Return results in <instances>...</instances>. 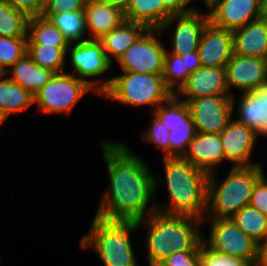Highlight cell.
<instances>
[{
	"label": "cell",
	"mask_w": 267,
	"mask_h": 266,
	"mask_svg": "<svg viewBox=\"0 0 267 266\" xmlns=\"http://www.w3.org/2000/svg\"><path fill=\"white\" fill-rule=\"evenodd\" d=\"M100 145L110 186L95 216L111 221L138 222L156 212L155 207L148 209V205L161 180L126 143L103 140Z\"/></svg>",
	"instance_id": "6da1fadb"
},
{
	"label": "cell",
	"mask_w": 267,
	"mask_h": 266,
	"mask_svg": "<svg viewBox=\"0 0 267 266\" xmlns=\"http://www.w3.org/2000/svg\"><path fill=\"white\" fill-rule=\"evenodd\" d=\"M169 204H155L157 212L167 215L191 216L204 220L207 209L209 174L183 157H163Z\"/></svg>",
	"instance_id": "7a4b0ae2"
},
{
	"label": "cell",
	"mask_w": 267,
	"mask_h": 266,
	"mask_svg": "<svg viewBox=\"0 0 267 266\" xmlns=\"http://www.w3.org/2000/svg\"><path fill=\"white\" fill-rule=\"evenodd\" d=\"M146 219V220H145ZM203 220L191 216L154 212L137 222L147 229L148 266H159L174 251H200L205 237L199 230Z\"/></svg>",
	"instance_id": "3957f363"
},
{
	"label": "cell",
	"mask_w": 267,
	"mask_h": 266,
	"mask_svg": "<svg viewBox=\"0 0 267 266\" xmlns=\"http://www.w3.org/2000/svg\"><path fill=\"white\" fill-rule=\"evenodd\" d=\"M264 174L260 164L232 167L219 185L216 172L209 174L205 218H232L250 204L253 189Z\"/></svg>",
	"instance_id": "277c9868"
},
{
	"label": "cell",
	"mask_w": 267,
	"mask_h": 266,
	"mask_svg": "<svg viewBox=\"0 0 267 266\" xmlns=\"http://www.w3.org/2000/svg\"><path fill=\"white\" fill-rule=\"evenodd\" d=\"M137 229V222L111 221L95 216L80 247H91L104 266H139L130 240L131 232Z\"/></svg>",
	"instance_id": "5b68a950"
},
{
	"label": "cell",
	"mask_w": 267,
	"mask_h": 266,
	"mask_svg": "<svg viewBox=\"0 0 267 266\" xmlns=\"http://www.w3.org/2000/svg\"><path fill=\"white\" fill-rule=\"evenodd\" d=\"M99 95L134 107L149 105L155 110L173 93L166 87L161 74L123 71L122 75L99 83Z\"/></svg>",
	"instance_id": "8992f818"
},
{
	"label": "cell",
	"mask_w": 267,
	"mask_h": 266,
	"mask_svg": "<svg viewBox=\"0 0 267 266\" xmlns=\"http://www.w3.org/2000/svg\"><path fill=\"white\" fill-rule=\"evenodd\" d=\"M90 90L96 93L90 85L72 73H55L35 94L34 104L45 114H69Z\"/></svg>",
	"instance_id": "52a82bcc"
},
{
	"label": "cell",
	"mask_w": 267,
	"mask_h": 266,
	"mask_svg": "<svg viewBox=\"0 0 267 266\" xmlns=\"http://www.w3.org/2000/svg\"><path fill=\"white\" fill-rule=\"evenodd\" d=\"M155 34L160 37L159 29H147L117 59L123 71L145 74L162 73L166 48Z\"/></svg>",
	"instance_id": "ba28073f"
},
{
	"label": "cell",
	"mask_w": 267,
	"mask_h": 266,
	"mask_svg": "<svg viewBox=\"0 0 267 266\" xmlns=\"http://www.w3.org/2000/svg\"><path fill=\"white\" fill-rule=\"evenodd\" d=\"M211 221V231L203 241L213 250L227 255L244 258L254 264L257 257V245L251 237L245 234L232 218H204Z\"/></svg>",
	"instance_id": "9c48e42d"
},
{
	"label": "cell",
	"mask_w": 267,
	"mask_h": 266,
	"mask_svg": "<svg viewBox=\"0 0 267 266\" xmlns=\"http://www.w3.org/2000/svg\"><path fill=\"white\" fill-rule=\"evenodd\" d=\"M233 95L206 96L187 103L197 132L220 133L232 120Z\"/></svg>",
	"instance_id": "30bf717a"
},
{
	"label": "cell",
	"mask_w": 267,
	"mask_h": 266,
	"mask_svg": "<svg viewBox=\"0 0 267 266\" xmlns=\"http://www.w3.org/2000/svg\"><path fill=\"white\" fill-rule=\"evenodd\" d=\"M74 70L70 73L84 80L90 85L96 94H99V80L89 78L101 76L112 66L104 53L100 40L89 39L80 43L69 44L67 53ZM98 82V83H97Z\"/></svg>",
	"instance_id": "8fae6325"
},
{
	"label": "cell",
	"mask_w": 267,
	"mask_h": 266,
	"mask_svg": "<svg viewBox=\"0 0 267 266\" xmlns=\"http://www.w3.org/2000/svg\"><path fill=\"white\" fill-rule=\"evenodd\" d=\"M175 24L174 34L171 37L172 51L170 53L185 54L187 52L197 51L203 29L209 22L208 13L201 14L199 10L184 13L172 14L159 28L160 32L170 28Z\"/></svg>",
	"instance_id": "7c38bea8"
},
{
	"label": "cell",
	"mask_w": 267,
	"mask_h": 266,
	"mask_svg": "<svg viewBox=\"0 0 267 266\" xmlns=\"http://www.w3.org/2000/svg\"><path fill=\"white\" fill-rule=\"evenodd\" d=\"M262 0H215L208 8L209 21L234 31L261 18Z\"/></svg>",
	"instance_id": "4fadbf2b"
},
{
	"label": "cell",
	"mask_w": 267,
	"mask_h": 266,
	"mask_svg": "<svg viewBox=\"0 0 267 266\" xmlns=\"http://www.w3.org/2000/svg\"><path fill=\"white\" fill-rule=\"evenodd\" d=\"M226 84L230 89L249 92L267 80V59L233 54L226 64Z\"/></svg>",
	"instance_id": "5bb4252c"
},
{
	"label": "cell",
	"mask_w": 267,
	"mask_h": 266,
	"mask_svg": "<svg viewBox=\"0 0 267 266\" xmlns=\"http://www.w3.org/2000/svg\"><path fill=\"white\" fill-rule=\"evenodd\" d=\"M220 136L226 160L232 163V167H250L259 164L250 161L257 140V133L253 129L232 118L220 132Z\"/></svg>",
	"instance_id": "9a60e30c"
},
{
	"label": "cell",
	"mask_w": 267,
	"mask_h": 266,
	"mask_svg": "<svg viewBox=\"0 0 267 266\" xmlns=\"http://www.w3.org/2000/svg\"><path fill=\"white\" fill-rule=\"evenodd\" d=\"M197 51L203 67H226L234 54L232 31L209 21L203 29Z\"/></svg>",
	"instance_id": "2e32d148"
},
{
	"label": "cell",
	"mask_w": 267,
	"mask_h": 266,
	"mask_svg": "<svg viewBox=\"0 0 267 266\" xmlns=\"http://www.w3.org/2000/svg\"><path fill=\"white\" fill-rule=\"evenodd\" d=\"M191 100L206 96L232 95L226 84L225 67L201 66L189 75L188 80L175 94Z\"/></svg>",
	"instance_id": "e0dca14e"
},
{
	"label": "cell",
	"mask_w": 267,
	"mask_h": 266,
	"mask_svg": "<svg viewBox=\"0 0 267 266\" xmlns=\"http://www.w3.org/2000/svg\"><path fill=\"white\" fill-rule=\"evenodd\" d=\"M183 158L208 174L216 172L219 164L227 161L220 133L197 132Z\"/></svg>",
	"instance_id": "ac0fdd59"
},
{
	"label": "cell",
	"mask_w": 267,
	"mask_h": 266,
	"mask_svg": "<svg viewBox=\"0 0 267 266\" xmlns=\"http://www.w3.org/2000/svg\"><path fill=\"white\" fill-rule=\"evenodd\" d=\"M241 94L236 121L253 129L257 136L267 137V80L255 90Z\"/></svg>",
	"instance_id": "d6986e66"
},
{
	"label": "cell",
	"mask_w": 267,
	"mask_h": 266,
	"mask_svg": "<svg viewBox=\"0 0 267 266\" xmlns=\"http://www.w3.org/2000/svg\"><path fill=\"white\" fill-rule=\"evenodd\" d=\"M234 54L267 59V21L258 19L232 31Z\"/></svg>",
	"instance_id": "ffe728a7"
},
{
	"label": "cell",
	"mask_w": 267,
	"mask_h": 266,
	"mask_svg": "<svg viewBox=\"0 0 267 266\" xmlns=\"http://www.w3.org/2000/svg\"><path fill=\"white\" fill-rule=\"evenodd\" d=\"M84 14L89 39L99 40L125 21L122 10L99 0H88Z\"/></svg>",
	"instance_id": "44dd1931"
},
{
	"label": "cell",
	"mask_w": 267,
	"mask_h": 266,
	"mask_svg": "<svg viewBox=\"0 0 267 266\" xmlns=\"http://www.w3.org/2000/svg\"><path fill=\"white\" fill-rule=\"evenodd\" d=\"M12 69V70H11ZM5 75L33 96L54 76L55 72L36 64L27 53L9 68Z\"/></svg>",
	"instance_id": "7402d4cb"
},
{
	"label": "cell",
	"mask_w": 267,
	"mask_h": 266,
	"mask_svg": "<svg viewBox=\"0 0 267 266\" xmlns=\"http://www.w3.org/2000/svg\"><path fill=\"white\" fill-rule=\"evenodd\" d=\"M147 28L135 22L124 21L120 26L112 29L100 40L103 45L104 53L112 63L129 48Z\"/></svg>",
	"instance_id": "603a6c76"
},
{
	"label": "cell",
	"mask_w": 267,
	"mask_h": 266,
	"mask_svg": "<svg viewBox=\"0 0 267 266\" xmlns=\"http://www.w3.org/2000/svg\"><path fill=\"white\" fill-rule=\"evenodd\" d=\"M172 13L159 0H131L124 12L125 21L159 29Z\"/></svg>",
	"instance_id": "cb8c5ba5"
},
{
	"label": "cell",
	"mask_w": 267,
	"mask_h": 266,
	"mask_svg": "<svg viewBox=\"0 0 267 266\" xmlns=\"http://www.w3.org/2000/svg\"><path fill=\"white\" fill-rule=\"evenodd\" d=\"M6 77V78H4ZM4 78V79H3ZM34 104V96L22 86L2 74L0 77V110L8 117Z\"/></svg>",
	"instance_id": "d4e9b609"
},
{
	"label": "cell",
	"mask_w": 267,
	"mask_h": 266,
	"mask_svg": "<svg viewBox=\"0 0 267 266\" xmlns=\"http://www.w3.org/2000/svg\"><path fill=\"white\" fill-rule=\"evenodd\" d=\"M27 44H44L45 46L68 47L62 32L43 15L29 17Z\"/></svg>",
	"instance_id": "484cf974"
},
{
	"label": "cell",
	"mask_w": 267,
	"mask_h": 266,
	"mask_svg": "<svg viewBox=\"0 0 267 266\" xmlns=\"http://www.w3.org/2000/svg\"><path fill=\"white\" fill-rule=\"evenodd\" d=\"M153 114L169 132L179 127H195L187 103L179 101L175 94L153 110Z\"/></svg>",
	"instance_id": "4316f807"
},
{
	"label": "cell",
	"mask_w": 267,
	"mask_h": 266,
	"mask_svg": "<svg viewBox=\"0 0 267 266\" xmlns=\"http://www.w3.org/2000/svg\"><path fill=\"white\" fill-rule=\"evenodd\" d=\"M41 15L51 20L62 32L68 44L88 40L84 37L87 32L84 10Z\"/></svg>",
	"instance_id": "83f0119b"
},
{
	"label": "cell",
	"mask_w": 267,
	"mask_h": 266,
	"mask_svg": "<svg viewBox=\"0 0 267 266\" xmlns=\"http://www.w3.org/2000/svg\"><path fill=\"white\" fill-rule=\"evenodd\" d=\"M68 47L45 46L44 44H27V55L39 66L55 73L64 72Z\"/></svg>",
	"instance_id": "f1b7e54d"
},
{
	"label": "cell",
	"mask_w": 267,
	"mask_h": 266,
	"mask_svg": "<svg viewBox=\"0 0 267 266\" xmlns=\"http://www.w3.org/2000/svg\"><path fill=\"white\" fill-rule=\"evenodd\" d=\"M232 220L257 243L267 239L266 216L250 205L238 211Z\"/></svg>",
	"instance_id": "f546056e"
},
{
	"label": "cell",
	"mask_w": 267,
	"mask_h": 266,
	"mask_svg": "<svg viewBox=\"0 0 267 266\" xmlns=\"http://www.w3.org/2000/svg\"><path fill=\"white\" fill-rule=\"evenodd\" d=\"M29 17L13 8L6 0H0V36L27 37Z\"/></svg>",
	"instance_id": "4dcf8cb0"
},
{
	"label": "cell",
	"mask_w": 267,
	"mask_h": 266,
	"mask_svg": "<svg viewBox=\"0 0 267 266\" xmlns=\"http://www.w3.org/2000/svg\"><path fill=\"white\" fill-rule=\"evenodd\" d=\"M161 75L166 87L176 94L188 80L190 73L180 54L170 53L166 50Z\"/></svg>",
	"instance_id": "1f68e13d"
},
{
	"label": "cell",
	"mask_w": 267,
	"mask_h": 266,
	"mask_svg": "<svg viewBox=\"0 0 267 266\" xmlns=\"http://www.w3.org/2000/svg\"><path fill=\"white\" fill-rule=\"evenodd\" d=\"M27 52V37L0 36V71L4 74Z\"/></svg>",
	"instance_id": "d6a6232c"
},
{
	"label": "cell",
	"mask_w": 267,
	"mask_h": 266,
	"mask_svg": "<svg viewBox=\"0 0 267 266\" xmlns=\"http://www.w3.org/2000/svg\"><path fill=\"white\" fill-rule=\"evenodd\" d=\"M244 258L217 252L210 248L204 241L201 242L200 266H249Z\"/></svg>",
	"instance_id": "836d02e7"
},
{
	"label": "cell",
	"mask_w": 267,
	"mask_h": 266,
	"mask_svg": "<svg viewBox=\"0 0 267 266\" xmlns=\"http://www.w3.org/2000/svg\"><path fill=\"white\" fill-rule=\"evenodd\" d=\"M196 134V127H179L170 131L169 157H183Z\"/></svg>",
	"instance_id": "e575fe53"
},
{
	"label": "cell",
	"mask_w": 267,
	"mask_h": 266,
	"mask_svg": "<svg viewBox=\"0 0 267 266\" xmlns=\"http://www.w3.org/2000/svg\"><path fill=\"white\" fill-rule=\"evenodd\" d=\"M147 132L142 134V140L147 143H154L157 149L162 151L164 157H169V131L162 122L153 114L152 124Z\"/></svg>",
	"instance_id": "d590c367"
},
{
	"label": "cell",
	"mask_w": 267,
	"mask_h": 266,
	"mask_svg": "<svg viewBox=\"0 0 267 266\" xmlns=\"http://www.w3.org/2000/svg\"><path fill=\"white\" fill-rule=\"evenodd\" d=\"M88 0H46L41 14H54L84 10Z\"/></svg>",
	"instance_id": "8d00e7d4"
},
{
	"label": "cell",
	"mask_w": 267,
	"mask_h": 266,
	"mask_svg": "<svg viewBox=\"0 0 267 266\" xmlns=\"http://www.w3.org/2000/svg\"><path fill=\"white\" fill-rule=\"evenodd\" d=\"M159 266H200V251H174Z\"/></svg>",
	"instance_id": "74e56055"
},
{
	"label": "cell",
	"mask_w": 267,
	"mask_h": 266,
	"mask_svg": "<svg viewBox=\"0 0 267 266\" xmlns=\"http://www.w3.org/2000/svg\"><path fill=\"white\" fill-rule=\"evenodd\" d=\"M249 205L267 216V178L265 174L257 181Z\"/></svg>",
	"instance_id": "f35d334b"
},
{
	"label": "cell",
	"mask_w": 267,
	"mask_h": 266,
	"mask_svg": "<svg viewBox=\"0 0 267 266\" xmlns=\"http://www.w3.org/2000/svg\"><path fill=\"white\" fill-rule=\"evenodd\" d=\"M13 8L24 12L28 17L41 15L46 0H6Z\"/></svg>",
	"instance_id": "ab89813d"
},
{
	"label": "cell",
	"mask_w": 267,
	"mask_h": 266,
	"mask_svg": "<svg viewBox=\"0 0 267 266\" xmlns=\"http://www.w3.org/2000/svg\"><path fill=\"white\" fill-rule=\"evenodd\" d=\"M191 2H193V0H159V3H163L172 14H184L197 11L198 8L195 6H187Z\"/></svg>",
	"instance_id": "60d3db41"
},
{
	"label": "cell",
	"mask_w": 267,
	"mask_h": 266,
	"mask_svg": "<svg viewBox=\"0 0 267 266\" xmlns=\"http://www.w3.org/2000/svg\"><path fill=\"white\" fill-rule=\"evenodd\" d=\"M182 60H185L187 71L191 74L200 68L201 62L198 51L187 52L181 55Z\"/></svg>",
	"instance_id": "b9f144b4"
},
{
	"label": "cell",
	"mask_w": 267,
	"mask_h": 266,
	"mask_svg": "<svg viewBox=\"0 0 267 266\" xmlns=\"http://www.w3.org/2000/svg\"><path fill=\"white\" fill-rule=\"evenodd\" d=\"M254 264L256 266H267V239L258 243L257 257Z\"/></svg>",
	"instance_id": "7bdbcfd3"
},
{
	"label": "cell",
	"mask_w": 267,
	"mask_h": 266,
	"mask_svg": "<svg viewBox=\"0 0 267 266\" xmlns=\"http://www.w3.org/2000/svg\"><path fill=\"white\" fill-rule=\"evenodd\" d=\"M99 1L103 3H107L111 6H115L119 8L120 10H122L123 12H125L131 0H99Z\"/></svg>",
	"instance_id": "ee69618b"
},
{
	"label": "cell",
	"mask_w": 267,
	"mask_h": 266,
	"mask_svg": "<svg viewBox=\"0 0 267 266\" xmlns=\"http://www.w3.org/2000/svg\"><path fill=\"white\" fill-rule=\"evenodd\" d=\"M261 19L267 21V0H262L261 3Z\"/></svg>",
	"instance_id": "f6af8a7d"
},
{
	"label": "cell",
	"mask_w": 267,
	"mask_h": 266,
	"mask_svg": "<svg viewBox=\"0 0 267 266\" xmlns=\"http://www.w3.org/2000/svg\"><path fill=\"white\" fill-rule=\"evenodd\" d=\"M7 119V116L0 110V125L4 123V121Z\"/></svg>",
	"instance_id": "bcb514c9"
},
{
	"label": "cell",
	"mask_w": 267,
	"mask_h": 266,
	"mask_svg": "<svg viewBox=\"0 0 267 266\" xmlns=\"http://www.w3.org/2000/svg\"><path fill=\"white\" fill-rule=\"evenodd\" d=\"M215 0H204V3H206L207 8L214 2Z\"/></svg>",
	"instance_id": "7dc6e473"
}]
</instances>
